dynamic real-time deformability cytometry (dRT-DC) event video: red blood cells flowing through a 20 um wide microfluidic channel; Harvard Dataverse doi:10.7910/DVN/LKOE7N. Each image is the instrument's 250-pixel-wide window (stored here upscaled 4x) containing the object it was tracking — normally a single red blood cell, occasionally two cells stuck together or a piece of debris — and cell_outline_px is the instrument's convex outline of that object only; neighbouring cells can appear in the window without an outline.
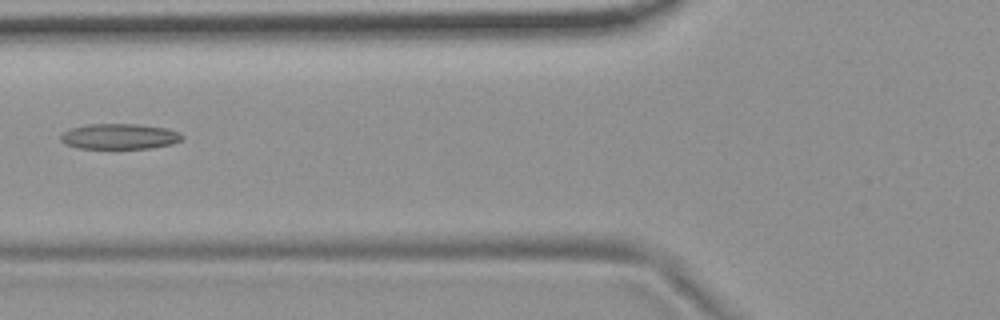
{"species": "common noctule bat (a hibernating species)", "species_latin": "Nyctalus noctula", "temperature_condition": "room temperature", "stored_images_in_passage": 7, "camera_frame_rate_fps": 3000, "um_per_image_px": 0.085, "animal": {"sex": "female", "body_mass_g": 19.9}, "frame": {"image": 1, "passage_image": 6, "time_ms": 1.667, "image_size_px": [1000, 320], "cell_outline_px": [[184, 136], [180, 140], [172, 144], [152, 148], [76, 148], [64, 144], [60, 140], [60, 136], [64, 132], [72, 128], [88, 124], [140, 124], [164, 128], [176, 132]], "centroid_in_image_um": [10.12, 11.6], "position_along_channel_um": 115.7, "area_um2": 17.92}}
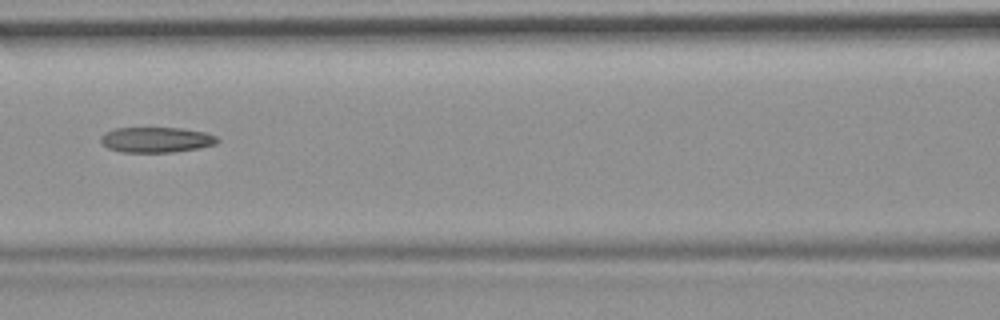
{"frame": {"image": 2, "passage_image": 7, "time_ms": 2.0, "image_size_px": [1000, 320], "cell_outline_px": [[220, 140], [216, 144], [200, 148], [172, 152], [124, 152], [108, 148], [100, 140], [100, 136], [104, 132], [116, 128], [184, 128], [204, 132], [216, 136]], "centroid_in_image_um": [13.3, 11.87], "position_along_channel_um": 153.3, "area_um2": 17.28}}